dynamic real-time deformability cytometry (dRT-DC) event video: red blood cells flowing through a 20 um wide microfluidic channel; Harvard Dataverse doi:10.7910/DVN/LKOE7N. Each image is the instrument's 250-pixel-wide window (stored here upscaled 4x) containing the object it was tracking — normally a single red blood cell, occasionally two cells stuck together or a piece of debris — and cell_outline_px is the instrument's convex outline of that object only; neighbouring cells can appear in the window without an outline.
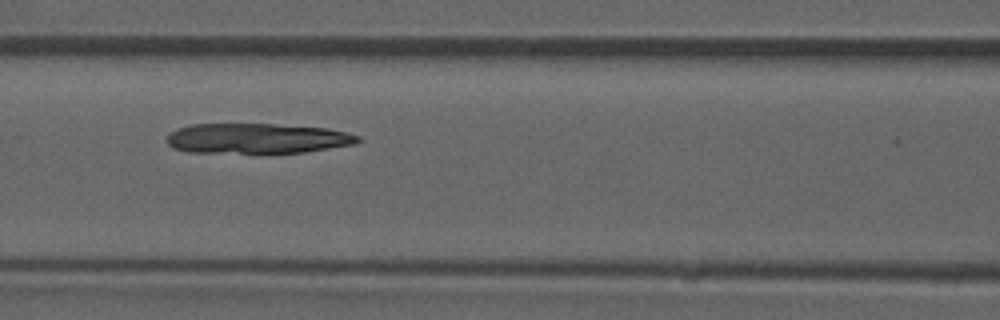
{"species": "common noctule bat (a hibernating species)", "species_latin": "Nyctalus noctula", "temperature_condition": "room temperature", "stored_images_in_passage": 51, "camera_frame_rate_fps": 3000, "um_per_image_px": 0.085, "animal": {"sex": "male", "forearm_length_mm": 52.5}, "frame": {"image": 1, "passage_image": 21, "time_ms": 6.667, "image_size_px": [1000, 320], "cell_outline_px": [[360, 140], [356, 144], [304, 152], [188, 152], [172, 148], [168, 144], [168, 136], [176, 128], [192, 124], [276, 124], [328, 128], [348, 132], [360, 136]], "centroid_in_image_um": [21.88, 11.75], "position_along_channel_um": 144.7, "area_um2": 33.47}}